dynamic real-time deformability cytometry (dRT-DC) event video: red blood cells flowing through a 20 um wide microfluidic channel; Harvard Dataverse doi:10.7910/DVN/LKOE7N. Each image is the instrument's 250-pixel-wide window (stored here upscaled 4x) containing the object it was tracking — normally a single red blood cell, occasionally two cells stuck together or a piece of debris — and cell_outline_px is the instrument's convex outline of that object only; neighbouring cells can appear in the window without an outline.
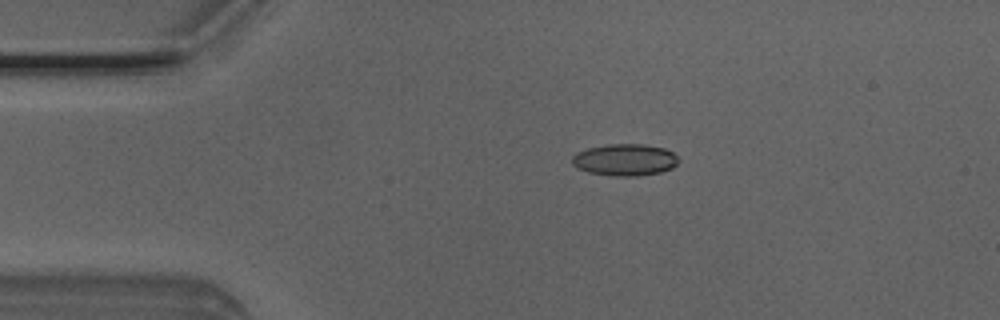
{"species": "Egyptian fruit bat (a non-hibernating species)", "species_latin": "Rousettus aegyptiacus", "temperature_condition": "room temperature", "stored_images_in_passage": 3, "camera_frame_rate_fps": 3000, "um_per_image_px": 0.085, "animal": {"sex": "male"}, "frame": {"image": 1, "passage_image": 2, "time_ms": 0.333, "image_size_px": [1000, 320], "cell_outline_px": [[680, 160], [672, 168], [660, 172], [640, 176], [612, 176], [588, 172], [576, 168], [572, 164], [572, 156], [588, 148], [608, 144], [644, 144], [664, 148], [672, 152]], "centroid_in_image_um": [53.12, 13.59], "position_along_channel_um": 31.9, "area_um2": 19.77}}